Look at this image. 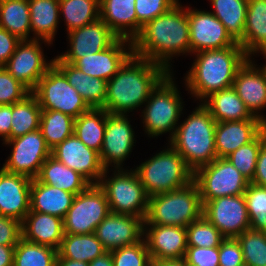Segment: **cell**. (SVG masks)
Segmentation results:
<instances>
[{
	"label": "cell",
	"mask_w": 266,
	"mask_h": 266,
	"mask_svg": "<svg viewBox=\"0 0 266 266\" xmlns=\"http://www.w3.org/2000/svg\"><path fill=\"white\" fill-rule=\"evenodd\" d=\"M0 27L20 40H29L31 24L28 0H0Z\"/></svg>",
	"instance_id": "obj_35"
},
{
	"label": "cell",
	"mask_w": 266,
	"mask_h": 266,
	"mask_svg": "<svg viewBox=\"0 0 266 266\" xmlns=\"http://www.w3.org/2000/svg\"><path fill=\"white\" fill-rule=\"evenodd\" d=\"M212 14L224 25L238 43L244 36L248 0H210Z\"/></svg>",
	"instance_id": "obj_36"
},
{
	"label": "cell",
	"mask_w": 266,
	"mask_h": 266,
	"mask_svg": "<svg viewBox=\"0 0 266 266\" xmlns=\"http://www.w3.org/2000/svg\"><path fill=\"white\" fill-rule=\"evenodd\" d=\"M238 43L249 58L266 52V0H248L244 36Z\"/></svg>",
	"instance_id": "obj_29"
},
{
	"label": "cell",
	"mask_w": 266,
	"mask_h": 266,
	"mask_svg": "<svg viewBox=\"0 0 266 266\" xmlns=\"http://www.w3.org/2000/svg\"><path fill=\"white\" fill-rule=\"evenodd\" d=\"M262 119L217 122L215 148L217 158H226L239 147L252 142L264 129Z\"/></svg>",
	"instance_id": "obj_24"
},
{
	"label": "cell",
	"mask_w": 266,
	"mask_h": 266,
	"mask_svg": "<svg viewBox=\"0 0 266 266\" xmlns=\"http://www.w3.org/2000/svg\"><path fill=\"white\" fill-rule=\"evenodd\" d=\"M106 252L107 250L96 237L95 233H65L61 246L58 249L57 258H66L89 263Z\"/></svg>",
	"instance_id": "obj_33"
},
{
	"label": "cell",
	"mask_w": 266,
	"mask_h": 266,
	"mask_svg": "<svg viewBox=\"0 0 266 266\" xmlns=\"http://www.w3.org/2000/svg\"><path fill=\"white\" fill-rule=\"evenodd\" d=\"M183 260L187 266H219V247L187 246Z\"/></svg>",
	"instance_id": "obj_48"
},
{
	"label": "cell",
	"mask_w": 266,
	"mask_h": 266,
	"mask_svg": "<svg viewBox=\"0 0 266 266\" xmlns=\"http://www.w3.org/2000/svg\"><path fill=\"white\" fill-rule=\"evenodd\" d=\"M75 194L58 187L32 179L30 189V211L50 214L64 219L71 207Z\"/></svg>",
	"instance_id": "obj_28"
},
{
	"label": "cell",
	"mask_w": 266,
	"mask_h": 266,
	"mask_svg": "<svg viewBox=\"0 0 266 266\" xmlns=\"http://www.w3.org/2000/svg\"><path fill=\"white\" fill-rule=\"evenodd\" d=\"M179 0H135L137 36L142 27L172 8Z\"/></svg>",
	"instance_id": "obj_46"
},
{
	"label": "cell",
	"mask_w": 266,
	"mask_h": 266,
	"mask_svg": "<svg viewBox=\"0 0 266 266\" xmlns=\"http://www.w3.org/2000/svg\"><path fill=\"white\" fill-rule=\"evenodd\" d=\"M110 252L114 266H150L152 261L144 238L136 244Z\"/></svg>",
	"instance_id": "obj_45"
},
{
	"label": "cell",
	"mask_w": 266,
	"mask_h": 266,
	"mask_svg": "<svg viewBox=\"0 0 266 266\" xmlns=\"http://www.w3.org/2000/svg\"><path fill=\"white\" fill-rule=\"evenodd\" d=\"M53 64L65 75L68 83L81 95L90 108H103L106 98L107 81L84 74L74 65L63 62L58 56Z\"/></svg>",
	"instance_id": "obj_27"
},
{
	"label": "cell",
	"mask_w": 266,
	"mask_h": 266,
	"mask_svg": "<svg viewBox=\"0 0 266 266\" xmlns=\"http://www.w3.org/2000/svg\"><path fill=\"white\" fill-rule=\"evenodd\" d=\"M100 18L119 37H137L135 0H100Z\"/></svg>",
	"instance_id": "obj_26"
},
{
	"label": "cell",
	"mask_w": 266,
	"mask_h": 266,
	"mask_svg": "<svg viewBox=\"0 0 266 266\" xmlns=\"http://www.w3.org/2000/svg\"><path fill=\"white\" fill-rule=\"evenodd\" d=\"M34 39L52 44L59 24V0H28Z\"/></svg>",
	"instance_id": "obj_32"
},
{
	"label": "cell",
	"mask_w": 266,
	"mask_h": 266,
	"mask_svg": "<svg viewBox=\"0 0 266 266\" xmlns=\"http://www.w3.org/2000/svg\"><path fill=\"white\" fill-rule=\"evenodd\" d=\"M150 266H187L183 259L181 260H159L151 261Z\"/></svg>",
	"instance_id": "obj_56"
},
{
	"label": "cell",
	"mask_w": 266,
	"mask_h": 266,
	"mask_svg": "<svg viewBox=\"0 0 266 266\" xmlns=\"http://www.w3.org/2000/svg\"><path fill=\"white\" fill-rule=\"evenodd\" d=\"M74 120L72 116L60 111L42 110L40 130L51 150L73 134Z\"/></svg>",
	"instance_id": "obj_39"
},
{
	"label": "cell",
	"mask_w": 266,
	"mask_h": 266,
	"mask_svg": "<svg viewBox=\"0 0 266 266\" xmlns=\"http://www.w3.org/2000/svg\"><path fill=\"white\" fill-rule=\"evenodd\" d=\"M248 59L239 43L223 49L197 52L195 62L185 77L186 87L202 102L211 93L232 87L237 71Z\"/></svg>",
	"instance_id": "obj_3"
},
{
	"label": "cell",
	"mask_w": 266,
	"mask_h": 266,
	"mask_svg": "<svg viewBox=\"0 0 266 266\" xmlns=\"http://www.w3.org/2000/svg\"><path fill=\"white\" fill-rule=\"evenodd\" d=\"M56 266H89V263L66 258H57Z\"/></svg>",
	"instance_id": "obj_57"
},
{
	"label": "cell",
	"mask_w": 266,
	"mask_h": 266,
	"mask_svg": "<svg viewBox=\"0 0 266 266\" xmlns=\"http://www.w3.org/2000/svg\"><path fill=\"white\" fill-rule=\"evenodd\" d=\"M126 115L106 112V128L103 145L99 153L104 169L113 163L115 169H122L123 161L134 146V131Z\"/></svg>",
	"instance_id": "obj_17"
},
{
	"label": "cell",
	"mask_w": 266,
	"mask_h": 266,
	"mask_svg": "<svg viewBox=\"0 0 266 266\" xmlns=\"http://www.w3.org/2000/svg\"><path fill=\"white\" fill-rule=\"evenodd\" d=\"M21 40L0 27V67H4Z\"/></svg>",
	"instance_id": "obj_51"
},
{
	"label": "cell",
	"mask_w": 266,
	"mask_h": 266,
	"mask_svg": "<svg viewBox=\"0 0 266 266\" xmlns=\"http://www.w3.org/2000/svg\"><path fill=\"white\" fill-rule=\"evenodd\" d=\"M31 92L15 80L5 67H0V105H12L22 101Z\"/></svg>",
	"instance_id": "obj_47"
},
{
	"label": "cell",
	"mask_w": 266,
	"mask_h": 266,
	"mask_svg": "<svg viewBox=\"0 0 266 266\" xmlns=\"http://www.w3.org/2000/svg\"><path fill=\"white\" fill-rule=\"evenodd\" d=\"M250 228L266 232V187L249 183L244 192Z\"/></svg>",
	"instance_id": "obj_44"
},
{
	"label": "cell",
	"mask_w": 266,
	"mask_h": 266,
	"mask_svg": "<svg viewBox=\"0 0 266 266\" xmlns=\"http://www.w3.org/2000/svg\"><path fill=\"white\" fill-rule=\"evenodd\" d=\"M250 182L257 186L266 187V142L258 152L255 174Z\"/></svg>",
	"instance_id": "obj_52"
},
{
	"label": "cell",
	"mask_w": 266,
	"mask_h": 266,
	"mask_svg": "<svg viewBox=\"0 0 266 266\" xmlns=\"http://www.w3.org/2000/svg\"><path fill=\"white\" fill-rule=\"evenodd\" d=\"M190 53L203 50L223 49L237 42L212 12L188 7Z\"/></svg>",
	"instance_id": "obj_15"
},
{
	"label": "cell",
	"mask_w": 266,
	"mask_h": 266,
	"mask_svg": "<svg viewBox=\"0 0 266 266\" xmlns=\"http://www.w3.org/2000/svg\"><path fill=\"white\" fill-rule=\"evenodd\" d=\"M51 156L97 185L104 173L99 153L88 148L74 133L51 150Z\"/></svg>",
	"instance_id": "obj_16"
},
{
	"label": "cell",
	"mask_w": 266,
	"mask_h": 266,
	"mask_svg": "<svg viewBox=\"0 0 266 266\" xmlns=\"http://www.w3.org/2000/svg\"><path fill=\"white\" fill-rule=\"evenodd\" d=\"M172 77V74L169 73L157 85L143 109L145 132L151 137L171 132L169 137L171 139L177 128V122L183 110V102Z\"/></svg>",
	"instance_id": "obj_8"
},
{
	"label": "cell",
	"mask_w": 266,
	"mask_h": 266,
	"mask_svg": "<svg viewBox=\"0 0 266 266\" xmlns=\"http://www.w3.org/2000/svg\"><path fill=\"white\" fill-rule=\"evenodd\" d=\"M89 266H114L111 252L107 251L101 256L89 262Z\"/></svg>",
	"instance_id": "obj_55"
},
{
	"label": "cell",
	"mask_w": 266,
	"mask_h": 266,
	"mask_svg": "<svg viewBox=\"0 0 266 266\" xmlns=\"http://www.w3.org/2000/svg\"><path fill=\"white\" fill-rule=\"evenodd\" d=\"M216 123L210 111L201 103L177 126L174 136L169 141L193 172L217 158Z\"/></svg>",
	"instance_id": "obj_4"
},
{
	"label": "cell",
	"mask_w": 266,
	"mask_h": 266,
	"mask_svg": "<svg viewBox=\"0 0 266 266\" xmlns=\"http://www.w3.org/2000/svg\"><path fill=\"white\" fill-rule=\"evenodd\" d=\"M266 142V128L250 143L243 145L226 158L249 181L254 177L258 152Z\"/></svg>",
	"instance_id": "obj_41"
},
{
	"label": "cell",
	"mask_w": 266,
	"mask_h": 266,
	"mask_svg": "<svg viewBox=\"0 0 266 266\" xmlns=\"http://www.w3.org/2000/svg\"><path fill=\"white\" fill-rule=\"evenodd\" d=\"M35 179L75 195L85 191L91 185L82 175L51 155L43 163Z\"/></svg>",
	"instance_id": "obj_31"
},
{
	"label": "cell",
	"mask_w": 266,
	"mask_h": 266,
	"mask_svg": "<svg viewBox=\"0 0 266 266\" xmlns=\"http://www.w3.org/2000/svg\"><path fill=\"white\" fill-rule=\"evenodd\" d=\"M106 128V111L90 108L74 120L73 133L88 147L98 153L103 145Z\"/></svg>",
	"instance_id": "obj_34"
},
{
	"label": "cell",
	"mask_w": 266,
	"mask_h": 266,
	"mask_svg": "<svg viewBox=\"0 0 266 266\" xmlns=\"http://www.w3.org/2000/svg\"><path fill=\"white\" fill-rule=\"evenodd\" d=\"M244 263L249 266H266V232L247 229L237 238Z\"/></svg>",
	"instance_id": "obj_42"
},
{
	"label": "cell",
	"mask_w": 266,
	"mask_h": 266,
	"mask_svg": "<svg viewBox=\"0 0 266 266\" xmlns=\"http://www.w3.org/2000/svg\"><path fill=\"white\" fill-rule=\"evenodd\" d=\"M13 146L11 155L3 164V169L10 173L21 174L35 179L41 166L51 155L40 129L3 142Z\"/></svg>",
	"instance_id": "obj_12"
},
{
	"label": "cell",
	"mask_w": 266,
	"mask_h": 266,
	"mask_svg": "<svg viewBox=\"0 0 266 266\" xmlns=\"http://www.w3.org/2000/svg\"><path fill=\"white\" fill-rule=\"evenodd\" d=\"M187 246L219 247L224 239L220 231L204 216L186 227Z\"/></svg>",
	"instance_id": "obj_43"
},
{
	"label": "cell",
	"mask_w": 266,
	"mask_h": 266,
	"mask_svg": "<svg viewBox=\"0 0 266 266\" xmlns=\"http://www.w3.org/2000/svg\"><path fill=\"white\" fill-rule=\"evenodd\" d=\"M193 180L198 185L202 203L224 196L244 194L250 183L227 158H216L198 168Z\"/></svg>",
	"instance_id": "obj_9"
},
{
	"label": "cell",
	"mask_w": 266,
	"mask_h": 266,
	"mask_svg": "<svg viewBox=\"0 0 266 266\" xmlns=\"http://www.w3.org/2000/svg\"><path fill=\"white\" fill-rule=\"evenodd\" d=\"M244 264L243 252L236 238H224L219 246V266Z\"/></svg>",
	"instance_id": "obj_49"
},
{
	"label": "cell",
	"mask_w": 266,
	"mask_h": 266,
	"mask_svg": "<svg viewBox=\"0 0 266 266\" xmlns=\"http://www.w3.org/2000/svg\"><path fill=\"white\" fill-rule=\"evenodd\" d=\"M240 266H249V265L244 263V264H242V265H240Z\"/></svg>",
	"instance_id": "obj_59"
},
{
	"label": "cell",
	"mask_w": 266,
	"mask_h": 266,
	"mask_svg": "<svg viewBox=\"0 0 266 266\" xmlns=\"http://www.w3.org/2000/svg\"><path fill=\"white\" fill-rule=\"evenodd\" d=\"M107 251L136 244L143 239L144 219L110 212L95 229Z\"/></svg>",
	"instance_id": "obj_19"
},
{
	"label": "cell",
	"mask_w": 266,
	"mask_h": 266,
	"mask_svg": "<svg viewBox=\"0 0 266 266\" xmlns=\"http://www.w3.org/2000/svg\"><path fill=\"white\" fill-rule=\"evenodd\" d=\"M169 73L159 64L132 55L107 81L103 109L110 114L127 115L145 104L151 92Z\"/></svg>",
	"instance_id": "obj_2"
},
{
	"label": "cell",
	"mask_w": 266,
	"mask_h": 266,
	"mask_svg": "<svg viewBox=\"0 0 266 266\" xmlns=\"http://www.w3.org/2000/svg\"><path fill=\"white\" fill-rule=\"evenodd\" d=\"M134 169L147 195L173 191L193 181L194 172L170 145Z\"/></svg>",
	"instance_id": "obj_6"
},
{
	"label": "cell",
	"mask_w": 266,
	"mask_h": 266,
	"mask_svg": "<svg viewBox=\"0 0 266 266\" xmlns=\"http://www.w3.org/2000/svg\"><path fill=\"white\" fill-rule=\"evenodd\" d=\"M232 87L250 113L266 123L264 115L258 114L266 107V68H256L249 58L237 71Z\"/></svg>",
	"instance_id": "obj_22"
},
{
	"label": "cell",
	"mask_w": 266,
	"mask_h": 266,
	"mask_svg": "<svg viewBox=\"0 0 266 266\" xmlns=\"http://www.w3.org/2000/svg\"><path fill=\"white\" fill-rule=\"evenodd\" d=\"M32 179L0 169V215L12 217L20 222L30 211V189Z\"/></svg>",
	"instance_id": "obj_23"
},
{
	"label": "cell",
	"mask_w": 266,
	"mask_h": 266,
	"mask_svg": "<svg viewBox=\"0 0 266 266\" xmlns=\"http://www.w3.org/2000/svg\"><path fill=\"white\" fill-rule=\"evenodd\" d=\"M202 102L216 122L260 119L250 113L233 87L213 92Z\"/></svg>",
	"instance_id": "obj_30"
},
{
	"label": "cell",
	"mask_w": 266,
	"mask_h": 266,
	"mask_svg": "<svg viewBox=\"0 0 266 266\" xmlns=\"http://www.w3.org/2000/svg\"><path fill=\"white\" fill-rule=\"evenodd\" d=\"M12 105H0V136L5 142L10 139Z\"/></svg>",
	"instance_id": "obj_53"
},
{
	"label": "cell",
	"mask_w": 266,
	"mask_h": 266,
	"mask_svg": "<svg viewBox=\"0 0 266 266\" xmlns=\"http://www.w3.org/2000/svg\"><path fill=\"white\" fill-rule=\"evenodd\" d=\"M203 216L198 185L193 180L173 191L149 197L144 224L187 227Z\"/></svg>",
	"instance_id": "obj_5"
},
{
	"label": "cell",
	"mask_w": 266,
	"mask_h": 266,
	"mask_svg": "<svg viewBox=\"0 0 266 266\" xmlns=\"http://www.w3.org/2000/svg\"><path fill=\"white\" fill-rule=\"evenodd\" d=\"M21 238V222L15 218L0 215V245L16 246Z\"/></svg>",
	"instance_id": "obj_50"
},
{
	"label": "cell",
	"mask_w": 266,
	"mask_h": 266,
	"mask_svg": "<svg viewBox=\"0 0 266 266\" xmlns=\"http://www.w3.org/2000/svg\"><path fill=\"white\" fill-rule=\"evenodd\" d=\"M125 47L128 48V52ZM132 55L133 42L118 38L110 47L98 53L79 58L72 65L79 68L84 74L108 81Z\"/></svg>",
	"instance_id": "obj_21"
},
{
	"label": "cell",
	"mask_w": 266,
	"mask_h": 266,
	"mask_svg": "<svg viewBox=\"0 0 266 266\" xmlns=\"http://www.w3.org/2000/svg\"><path fill=\"white\" fill-rule=\"evenodd\" d=\"M58 250L21 238L15 246L13 266H56Z\"/></svg>",
	"instance_id": "obj_40"
},
{
	"label": "cell",
	"mask_w": 266,
	"mask_h": 266,
	"mask_svg": "<svg viewBox=\"0 0 266 266\" xmlns=\"http://www.w3.org/2000/svg\"><path fill=\"white\" fill-rule=\"evenodd\" d=\"M39 41L41 40L34 38L21 40L4 66L12 77L22 83L30 92L34 91L39 80L53 65L52 59L49 63L44 59Z\"/></svg>",
	"instance_id": "obj_14"
},
{
	"label": "cell",
	"mask_w": 266,
	"mask_h": 266,
	"mask_svg": "<svg viewBox=\"0 0 266 266\" xmlns=\"http://www.w3.org/2000/svg\"><path fill=\"white\" fill-rule=\"evenodd\" d=\"M22 238L28 242L58 250L64 236L63 219L50 214L29 211L21 222Z\"/></svg>",
	"instance_id": "obj_25"
},
{
	"label": "cell",
	"mask_w": 266,
	"mask_h": 266,
	"mask_svg": "<svg viewBox=\"0 0 266 266\" xmlns=\"http://www.w3.org/2000/svg\"><path fill=\"white\" fill-rule=\"evenodd\" d=\"M203 216L220 231L224 238H237L250 228L243 194L204 202Z\"/></svg>",
	"instance_id": "obj_13"
},
{
	"label": "cell",
	"mask_w": 266,
	"mask_h": 266,
	"mask_svg": "<svg viewBox=\"0 0 266 266\" xmlns=\"http://www.w3.org/2000/svg\"><path fill=\"white\" fill-rule=\"evenodd\" d=\"M143 236L152 261L184 258L187 250L185 227L144 224Z\"/></svg>",
	"instance_id": "obj_20"
},
{
	"label": "cell",
	"mask_w": 266,
	"mask_h": 266,
	"mask_svg": "<svg viewBox=\"0 0 266 266\" xmlns=\"http://www.w3.org/2000/svg\"><path fill=\"white\" fill-rule=\"evenodd\" d=\"M110 213L105 192L99 185H90L78 193L63 219L64 233L91 234Z\"/></svg>",
	"instance_id": "obj_11"
},
{
	"label": "cell",
	"mask_w": 266,
	"mask_h": 266,
	"mask_svg": "<svg viewBox=\"0 0 266 266\" xmlns=\"http://www.w3.org/2000/svg\"><path fill=\"white\" fill-rule=\"evenodd\" d=\"M108 170H104L98 185L105 192L110 212L145 219L149 196L137 172L116 169L114 176L106 179Z\"/></svg>",
	"instance_id": "obj_7"
},
{
	"label": "cell",
	"mask_w": 266,
	"mask_h": 266,
	"mask_svg": "<svg viewBox=\"0 0 266 266\" xmlns=\"http://www.w3.org/2000/svg\"><path fill=\"white\" fill-rule=\"evenodd\" d=\"M263 56L266 58V52L263 53ZM264 67L266 68V65Z\"/></svg>",
	"instance_id": "obj_58"
},
{
	"label": "cell",
	"mask_w": 266,
	"mask_h": 266,
	"mask_svg": "<svg viewBox=\"0 0 266 266\" xmlns=\"http://www.w3.org/2000/svg\"><path fill=\"white\" fill-rule=\"evenodd\" d=\"M42 110H56L78 118L90 107L77 90L68 83L65 75L53 64L39 80L32 92Z\"/></svg>",
	"instance_id": "obj_10"
},
{
	"label": "cell",
	"mask_w": 266,
	"mask_h": 266,
	"mask_svg": "<svg viewBox=\"0 0 266 266\" xmlns=\"http://www.w3.org/2000/svg\"><path fill=\"white\" fill-rule=\"evenodd\" d=\"M15 246L0 245V266H13Z\"/></svg>",
	"instance_id": "obj_54"
},
{
	"label": "cell",
	"mask_w": 266,
	"mask_h": 266,
	"mask_svg": "<svg viewBox=\"0 0 266 266\" xmlns=\"http://www.w3.org/2000/svg\"><path fill=\"white\" fill-rule=\"evenodd\" d=\"M69 51L58 57L73 64L77 59L98 53L110 47L119 37L99 18L95 22L68 32Z\"/></svg>",
	"instance_id": "obj_18"
},
{
	"label": "cell",
	"mask_w": 266,
	"mask_h": 266,
	"mask_svg": "<svg viewBox=\"0 0 266 266\" xmlns=\"http://www.w3.org/2000/svg\"><path fill=\"white\" fill-rule=\"evenodd\" d=\"M180 53H190L188 9L177 2L167 12L142 27L133 40V55L170 70V60Z\"/></svg>",
	"instance_id": "obj_1"
},
{
	"label": "cell",
	"mask_w": 266,
	"mask_h": 266,
	"mask_svg": "<svg viewBox=\"0 0 266 266\" xmlns=\"http://www.w3.org/2000/svg\"><path fill=\"white\" fill-rule=\"evenodd\" d=\"M100 0H59L67 32L95 22L100 18Z\"/></svg>",
	"instance_id": "obj_38"
},
{
	"label": "cell",
	"mask_w": 266,
	"mask_h": 266,
	"mask_svg": "<svg viewBox=\"0 0 266 266\" xmlns=\"http://www.w3.org/2000/svg\"><path fill=\"white\" fill-rule=\"evenodd\" d=\"M42 109L31 92L22 101L12 104L10 139L40 129Z\"/></svg>",
	"instance_id": "obj_37"
}]
</instances>
